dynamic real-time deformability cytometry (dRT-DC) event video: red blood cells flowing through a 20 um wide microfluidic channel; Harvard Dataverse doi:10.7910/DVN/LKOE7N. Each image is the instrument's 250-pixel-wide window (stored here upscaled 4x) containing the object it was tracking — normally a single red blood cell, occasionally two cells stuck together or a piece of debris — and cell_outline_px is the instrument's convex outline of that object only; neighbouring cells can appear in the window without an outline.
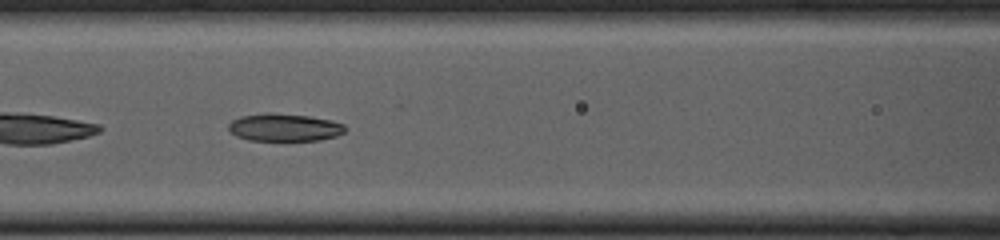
{"species": "common noctule bat (a hibernating species)", "species_latin": "Nyctalus noctula", "temperature_condition": "cold", "stored_images_in_passage": 39, "camera_frame_rate_fps": 3000, "um_per_image_px": 0.085, "animal": {"sex": "female", "body_mass_g": 23.0, "forearm_length_mm": 53.4}, "frame": {"image": 1, "passage_image": 8, "time_ms": 2.333, "image_size_px": [1000, 240], "cell_outline_px": [[348, 128], [344, 132], [336, 136], [320, 140], [248, 140], [236, 136], [228, 128], [228, 124], [232, 120], [240, 116], [268, 112], [308, 116], [332, 120], [344, 124]], "centroid_in_image_um": [24.18, 10.82], "position_along_channel_um": 142.4, "area_um2": 18.84}}
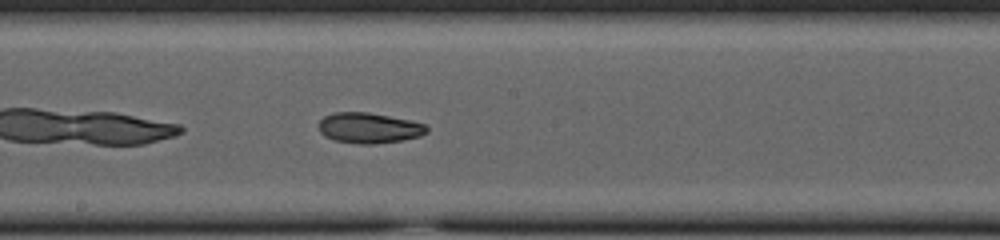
{"frame": {"image": 2, "passage_image": 14, "time_ms": 4.333, "image_size_px": [1000, 240], "cell_outline_px": [[428, 132], [420, 136], [404, 140], [372, 144], [360, 144], [336, 140], [324, 136], [320, 132], [316, 124], [324, 116], [332, 112], [368, 112], [408, 120], [424, 124], [428, 128]], "centroid_in_image_um": [31.32, 10.87], "position_along_channel_um": 216.9, "area_um2": 19.25}}
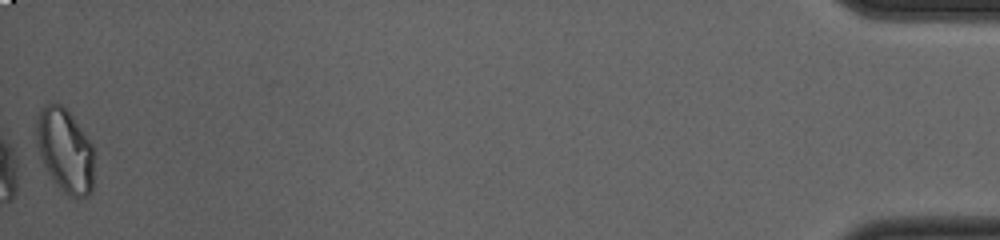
{"frame": {"image": 3, "passage_image": 39, "time_ms": 12.667, "image_size_px": [1000, 240], "cell_outline_px": [[96, 156], [92, 192], [88, 196], [68, 196], [56, 184], [40, 160], [32, 132], [36, 116], [40, 108], [48, 100], [60, 104], [72, 116], [84, 132], [92, 144]], "centroid_in_image_um": [5.49, 12.74], "position_along_channel_um": 429.7, "area_um2": 29.48}, "authors_computed_cell_mechanics": {"area_um2": 19.652, "velocity_mm_per_s": 3.731, "shape_relaxation_time_tau1_ms": 4.031, "shape_relaxation_time_tau2_ms": 3.1819, "deformation_change_tau1": 0.1373, "deformation_change_tau2": 0.0796}}